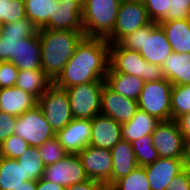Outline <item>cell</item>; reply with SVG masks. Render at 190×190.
<instances>
[{
	"label": "cell",
	"instance_id": "6da1fadb",
	"mask_svg": "<svg viewBox=\"0 0 190 190\" xmlns=\"http://www.w3.org/2000/svg\"><path fill=\"white\" fill-rule=\"evenodd\" d=\"M109 47L110 43L106 39L84 36L54 85L65 90L79 84L105 81L109 67Z\"/></svg>",
	"mask_w": 190,
	"mask_h": 190
},
{
	"label": "cell",
	"instance_id": "7a4b0ae2",
	"mask_svg": "<svg viewBox=\"0 0 190 190\" xmlns=\"http://www.w3.org/2000/svg\"><path fill=\"white\" fill-rule=\"evenodd\" d=\"M41 68L54 82L85 36L83 31L39 29Z\"/></svg>",
	"mask_w": 190,
	"mask_h": 190
},
{
	"label": "cell",
	"instance_id": "3957f363",
	"mask_svg": "<svg viewBox=\"0 0 190 190\" xmlns=\"http://www.w3.org/2000/svg\"><path fill=\"white\" fill-rule=\"evenodd\" d=\"M118 44L124 49L139 51L147 62L160 66L173 52L163 28L152 21L123 37Z\"/></svg>",
	"mask_w": 190,
	"mask_h": 190
},
{
	"label": "cell",
	"instance_id": "277c9868",
	"mask_svg": "<svg viewBox=\"0 0 190 190\" xmlns=\"http://www.w3.org/2000/svg\"><path fill=\"white\" fill-rule=\"evenodd\" d=\"M120 3V0H86L82 7L84 35L107 39L115 26Z\"/></svg>",
	"mask_w": 190,
	"mask_h": 190
},
{
	"label": "cell",
	"instance_id": "5b68a950",
	"mask_svg": "<svg viewBox=\"0 0 190 190\" xmlns=\"http://www.w3.org/2000/svg\"><path fill=\"white\" fill-rule=\"evenodd\" d=\"M109 67L114 72L140 77L145 82L164 79L160 65L147 62L139 51L124 49L118 43L110 44Z\"/></svg>",
	"mask_w": 190,
	"mask_h": 190
},
{
	"label": "cell",
	"instance_id": "8992f818",
	"mask_svg": "<svg viewBox=\"0 0 190 190\" xmlns=\"http://www.w3.org/2000/svg\"><path fill=\"white\" fill-rule=\"evenodd\" d=\"M172 83L167 79L144 82L137 100L138 109L160 121L171 120Z\"/></svg>",
	"mask_w": 190,
	"mask_h": 190
},
{
	"label": "cell",
	"instance_id": "52a82bcc",
	"mask_svg": "<svg viewBox=\"0 0 190 190\" xmlns=\"http://www.w3.org/2000/svg\"><path fill=\"white\" fill-rule=\"evenodd\" d=\"M105 81H95L65 89L74 118L93 119L101 111V92Z\"/></svg>",
	"mask_w": 190,
	"mask_h": 190
},
{
	"label": "cell",
	"instance_id": "ba28073f",
	"mask_svg": "<svg viewBox=\"0 0 190 190\" xmlns=\"http://www.w3.org/2000/svg\"><path fill=\"white\" fill-rule=\"evenodd\" d=\"M38 106L55 133L74 119L66 91L54 84L38 99Z\"/></svg>",
	"mask_w": 190,
	"mask_h": 190
},
{
	"label": "cell",
	"instance_id": "9c48e42d",
	"mask_svg": "<svg viewBox=\"0 0 190 190\" xmlns=\"http://www.w3.org/2000/svg\"><path fill=\"white\" fill-rule=\"evenodd\" d=\"M14 134L22 137L31 147H40L55 132L46 121L41 108L36 105L17 117Z\"/></svg>",
	"mask_w": 190,
	"mask_h": 190
},
{
	"label": "cell",
	"instance_id": "30bf717a",
	"mask_svg": "<svg viewBox=\"0 0 190 190\" xmlns=\"http://www.w3.org/2000/svg\"><path fill=\"white\" fill-rule=\"evenodd\" d=\"M151 137L160 158H186V143L176 120L161 121Z\"/></svg>",
	"mask_w": 190,
	"mask_h": 190
},
{
	"label": "cell",
	"instance_id": "8fae6325",
	"mask_svg": "<svg viewBox=\"0 0 190 190\" xmlns=\"http://www.w3.org/2000/svg\"><path fill=\"white\" fill-rule=\"evenodd\" d=\"M150 22L147 10L141 0L121 2L112 34L106 40L110 44H117L123 37Z\"/></svg>",
	"mask_w": 190,
	"mask_h": 190
},
{
	"label": "cell",
	"instance_id": "7c38bea8",
	"mask_svg": "<svg viewBox=\"0 0 190 190\" xmlns=\"http://www.w3.org/2000/svg\"><path fill=\"white\" fill-rule=\"evenodd\" d=\"M89 179L112 185V153L110 149L88 145L78 153Z\"/></svg>",
	"mask_w": 190,
	"mask_h": 190
},
{
	"label": "cell",
	"instance_id": "4fadbf2b",
	"mask_svg": "<svg viewBox=\"0 0 190 190\" xmlns=\"http://www.w3.org/2000/svg\"><path fill=\"white\" fill-rule=\"evenodd\" d=\"M39 28L28 17L0 27V62H12L16 56L17 43L20 39L35 36Z\"/></svg>",
	"mask_w": 190,
	"mask_h": 190
},
{
	"label": "cell",
	"instance_id": "5bb4252c",
	"mask_svg": "<svg viewBox=\"0 0 190 190\" xmlns=\"http://www.w3.org/2000/svg\"><path fill=\"white\" fill-rule=\"evenodd\" d=\"M43 178L63 187L88 179L78 154H68L58 162L45 166Z\"/></svg>",
	"mask_w": 190,
	"mask_h": 190
},
{
	"label": "cell",
	"instance_id": "9a60e30c",
	"mask_svg": "<svg viewBox=\"0 0 190 190\" xmlns=\"http://www.w3.org/2000/svg\"><path fill=\"white\" fill-rule=\"evenodd\" d=\"M138 110L137 101L113 91L106 83L101 92L100 114L110 117L117 123L129 122Z\"/></svg>",
	"mask_w": 190,
	"mask_h": 190
},
{
	"label": "cell",
	"instance_id": "2e32d148",
	"mask_svg": "<svg viewBox=\"0 0 190 190\" xmlns=\"http://www.w3.org/2000/svg\"><path fill=\"white\" fill-rule=\"evenodd\" d=\"M186 167V159L176 158H158L154 163L145 165L150 189L168 190L170 182Z\"/></svg>",
	"mask_w": 190,
	"mask_h": 190
},
{
	"label": "cell",
	"instance_id": "e0dca14e",
	"mask_svg": "<svg viewBox=\"0 0 190 190\" xmlns=\"http://www.w3.org/2000/svg\"><path fill=\"white\" fill-rule=\"evenodd\" d=\"M91 128V120L74 118L55 136L69 154H78L89 145Z\"/></svg>",
	"mask_w": 190,
	"mask_h": 190
},
{
	"label": "cell",
	"instance_id": "ac0fdd59",
	"mask_svg": "<svg viewBox=\"0 0 190 190\" xmlns=\"http://www.w3.org/2000/svg\"><path fill=\"white\" fill-rule=\"evenodd\" d=\"M91 127L89 145L111 150L122 139V124L105 115L91 119Z\"/></svg>",
	"mask_w": 190,
	"mask_h": 190
},
{
	"label": "cell",
	"instance_id": "d6986e66",
	"mask_svg": "<svg viewBox=\"0 0 190 190\" xmlns=\"http://www.w3.org/2000/svg\"><path fill=\"white\" fill-rule=\"evenodd\" d=\"M53 30L83 31L82 7L73 0H59L53 18L44 27Z\"/></svg>",
	"mask_w": 190,
	"mask_h": 190
},
{
	"label": "cell",
	"instance_id": "ffe728a7",
	"mask_svg": "<svg viewBox=\"0 0 190 190\" xmlns=\"http://www.w3.org/2000/svg\"><path fill=\"white\" fill-rule=\"evenodd\" d=\"M38 105V99L17 86L0 89V111L21 116Z\"/></svg>",
	"mask_w": 190,
	"mask_h": 190
},
{
	"label": "cell",
	"instance_id": "44dd1931",
	"mask_svg": "<svg viewBox=\"0 0 190 190\" xmlns=\"http://www.w3.org/2000/svg\"><path fill=\"white\" fill-rule=\"evenodd\" d=\"M11 63L19 70L41 69V46L38 34L20 39L15 59Z\"/></svg>",
	"mask_w": 190,
	"mask_h": 190
},
{
	"label": "cell",
	"instance_id": "7402d4cb",
	"mask_svg": "<svg viewBox=\"0 0 190 190\" xmlns=\"http://www.w3.org/2000/svg\"><path fill=\"white\" fill-rule=\"evenodd\" d=\"M163 76L172 85L190 84V52H172L161 65Z\"/></svg>",
	"mask_w": 190,
	"mask_h": 190
},
{
	"label": "cell",
	"instance_id": "603a6c76",
	"mask_svg": "<svg viewBox=\"0 0 190 190\" xmlns=\"http://www.w3.org/2000/svg\"><path fill=\"white\" fill-rule=\"evenodd\" d=\"M112 185L119 179L126 177L137 166L132 143L120 140L112 149Z\"/></svg>",
	"mask_w": 190,
	"mask_h": 190
},
{
	"label": "cell",
	"instance_id": "cb8c5ba5",
	"mask_svg": "<svg viewBox=\"0 0 190 190\" xmlns=\"http://www.w3.org/2000/svg\"><path fill=\"white\" fill-rule=\"evenodd\" d=\"M158 24L163 28L173 52H190V19L166 21Z\"/></svg>",
	"mask_w": 190,
	"mask_h": 190
},
{
	"label": "cell",
	"instance_id": "d4e9b609",
	"mask_svg": "<svg viewBox=\"0 0 190 190\" xmlns=\"http://www.w3.org/2000/svg\"><path fill=\"white\" fill-rule=\"evenodd\" d=\"M161 121L156 117L138 109L129 122L122 124V140L130 143L151 135Z\"/></svg>",
	"mask_w": 190,
	"mask_h": 190
},
{
	"label": "cell",
	"instance_id": "484cf974",
	"mask_svg": "<svg viewBox=\"0 0 190 190\" xmlns=\"http://www.w3.org/2000/svg\"><path fill=\"white\" fill-rule=\"evenodd\" d=\"M144 80L140 77L114 72L108 67L105 83L124 97L138 100L143 89Z\"/></svg>",
	"mask_w": 190,
	"mask_h": 190
},
{
	"label": "cell",
	"instance_id": "4316f807",
	"mask_svg": "<svg viewBox=\"0 0 190 190\" xmlns=\"http://www.w3.org/2000/svg\"><path fill=\"white\" fill-rule=\"evenodd\" d=\"M54 82L41 69L19 70L15 86L39 99Z\"/></svg>",
	"mask_w": 190,
	"mask_h": 190
},
{
	"label": "cell",
	"instance_id": "83f0119b",
	"mask_svg": "<svg viewBox=\"0 0 190 190\" xmlns=\"http://www.w3.org/2000/svg\"><path fill=\"white\" fill-rule=\"evenodd\" d=\"M26 181L17 159L0 157V190H16Z\"/></svg>",
	"mask_w": 190,
	"mask_h": 190
},
{
	"label": "cell",
	"instance_id": "f1b7e54d",
	"mask_svg": "<svg viewBox=\"0 0 190 190\" xmlns=\"http://www.w3.org/2000/svg\"><path fill=\"white\" fill-rule=\"evenodd\" d=\"M59 0H24L26 17L32 20L35 25L42 29L50 18H53L55 5Z\"/></svg>",
	"mask_w": 190,
	"mask_h": 190
},
{
	"label": "cell",
	"instance_id": "f546056e",
	"mask_svg": "<svg viewBox=\"0 0 190 190\" xmlns=\"http://www.w3.org/2000/svg\"><path fill=\"white\" fill-rule=\"evenodd\" d=\"M20 166L24 170L25 177L28 180L38 181L43 177L45 165L42 157L39 154L38 147H29L22 153V156L17 159Z\"/></svg>",
	"mask_w": 190,
	"mask_h": 190
},
{
	"label": "cell",
	"instance_id": "4dcf8cb0",
	"mask_svg": "<svg viewBox=\"0 0 190 190\" xmlns=\"http://www.w3.org/2000/svg\"><path fill=\"white\" fill-rule=\"evenodd\" d=\"M190 112V84L172 85L171 120Z\"/></svg>",
	"mask_w": 190,
	"mask_h": 190
},
{
	"label": "cell",
	"instance_id": "1f68e13d",
	"mask_svg": "<svg viewBox=\"0 0 190 190\" xmlns=\"http://www.w3.org/2000/svg\"><path fill=\"white\" fill-rule=\"evenodd\" d=\"M132 148L138 166H145L154 163L158 158H160L152 143L151 135H144L142 138L132 142Z\"/></svg>",
	"mask_w": 190,
	"mask_h": 190
},
{
	"label": "cell",
	"instance_id": "d6a6232c",
	"mask_svg": "<svg viewBox=\"0 0 190 190\" xmlns=\"http://www.w3.org/2000/svg\"><path fill=\"white\" fill-rule=\"evenodd\" d=\"M117 190H151L144 166H137L126 177L117 180Z\"/></svg>",
	"mask_w": 190,
	"mask_h": 190
},
{
	"label": "cell",
	"instance_id": "836d02e7",
	"mask_svg": "<svg viewBox=\"0 0 190 190\" xmlns=\"http://www.w3.org/2000/svg\"><path fill=\"white\" fill-rule=\"evenodd\" d=\"M26 17L24 0H0V23H14Z\"/></svg>",
	"mask_w": 190,
	"mask_h": 190
},
{
	"label": "cell",
	"instance_id": "e575fe53",
	"mask_svg": "<svg viewBox=\"0 0 190 190\" xmlns=\"http://www.w3.org/2000/svg\"><path fill=\"white\" fill-rule=\"evenodd\" d=\"M38 151L45 166L54 164L69 154L56 136L46 140L38 147Z\"/></svg>",
	"mask_w": 190,
	"mask_h": 190
},
{
	"label": "cell",
	"instance_id": "d590c367",
	"mask_svg": "<svg viewBox=\"0 0 190 190\" xmlns=\"http://www.w3.org/2000/svg\"><path fill=\"white\" fill-rule=\"evenodd\" d=\"M29 147L22 137L12 134L0 145V157L18 159Z\"/></svg>",
	"mask_w": 190,
	"mask_h": 190
},
{
	"label": "cell",
	"instance_id": "8d00e7d4",
	"mask_svg": "<svg viewBox=\"0 0 190 190\" xmlns=\"http://www.w3.org/2000/svg\"><path fill=\"white\" fill-rule=\"evenodd\" d=\"M152 22H166V13L170 9L171 0H141Z\"/></svg>",
	"mask_w": 190,
	"mask_h": 190
},
{
	"label": "cell",
	"instance_id": "74e56055",
	"mask_svg": "<svg viewBox=\"0 0 190 190\" xmlns=\"http://www.w3.org/2000/svg\"><path fill=\"white\" fill-rule=\"evenodd\" d=\"M190 19V0H171L166 21Z\"/></svg>",
	"mask_w": 190,
	"mask_h": 190
},
{
	"label": "cell",
	"instance_id": "f35d334b",
	"mask_svg": "<svg viewBox=\"0 0 190 190\" xmlns=\"http://www.w3.org/2000/svg\"><path fill=\"white\" fill-rule=\"evenodd\" d=\"M19 69L11 62H0V89L16 84Z\"/></svg>",
	"mask_w": 190,
	"mask_h": 190
},
{
	"label": "cell",
	"instance_id": "ab89813d",
	"mask_svg": "<svg viewBox=\"0 0 190 190\" xmlns=\"http://www.w3.org/2000/svg\"><path fill=\"white\" fill-rule=\"evenodd\" d=\"M17 117L0 111V145L14 134Z\"/></svg>",
	"mask_w": 190,
	"mask_h": 190
},
{
	"label": "cell",
	"instance_id": "60d3db41",
	"mask_svg": "<svg viewBox=\"0 0 190 190\" xmlns=\"http://www.w3.org/2000/svg\"><path fill=\"white\" fill-rule=\"evenodd\" d=\"M168 190H190V166L174 177L168 185Z\"/></svg>",
	"mask_w": 190,
	"mask_h": 190
},
{
	"label": "cell",
	"instance_id": "b9f144b4",
	"mask_svg": "<svg viewBox=\"0 0 190 190\" xmlns=\"http://www.w3.org/2000/svg\"><path fill=\"white\" fill-rule=\"evenodd\" d=\"M101 184L99 181L88 178L78 184L64 187V190H98Z\"/></svg>",
	"mask_w": 190,
	"mask_h": 190
},
{
	"label": "cell",
	"instance_id": "7bdbcfd3",
	"mask_svg": "<svg viewBox=\"0 0 190 190\" xmlns=\"http://www.w3.org/2000/svg\"><path fill=\"white\" fill-rule=\"evenodd\" d=\"M176 121L186 143L188 140H190V112L181 115Z\"/></svg>",
	"mask_w": 190,
	"mask_h": 190
},
{
	"label": "cell",
	"instance_id": "ee69618b",
	"mask_svg": "<svg viewBox=\"0 0 190 190\" xmlns=\"http://www.w3.org/2000/svg\"><path fill=\"white\" fill-rule=\"evenodd\" d=\"M36 190H64V187L59 184H54L45 180L43 177L37 181Z\"/></svg>",
	"mask_w": 190,
	"mask_h": 190
},
{
	"label": "cell",
	"instance_id": "f6af8a7d",
	"mask_svg": "<svg viewBox=\"0 0 190 190\" xmlns=\"http://www.w3.org/2000/svg\"><path fill=\"white\" fill-rule=\"evenodd\" d=\"M37 189V182L28 180L23 183L18 189L16 190H36Z\"/></svg>",
	"mask_w": 190,
	"mask_h": 190
},
{
	"label": "cell",
	"instance_id": "bcb514c9",
	"mask_svg": "<svg viewBox=\"0 0 190 190\" xmlns=\"http://www.w3.org/2000/svg\"><path fill=\"white\" fill-rule=\"evenodd\" d=\"M186 165L190 166V140L186 142Z\"/></svg>",
	"mask_w": 190,
	"mask_h": 190
},
{
	"label": "cell",
	"instance_id": "7dc6e473",
	"mask_svg": "<svg viewBox=\"0 0 190 190\" xmlns=\"http://www.w3.org/2000/svg\"><path fill=\"white\" fill-rule=\"evenodd\" d=\"M98 190H117L113 185L111 184H101Z\"/></svg>",
	"mask_w": 190,
	"mask_h": 190
},
{
	"label": "cell",
	"instance_id": "c3c4849f",
	"mask_svg": "<svg viewBox=\"0 0 190 190\" xmlns=\"http://www.w3.org/2000/svg\"><path fill=\"white\" fill-rule=\"evenodd\" d=\"M73 1H75L76 3H78L81 7H83V5L85 4L86 0H73Z\"/></svg>",
	"mask_w": 190,
	"mask_h": 190
},
{
	"label": "cell",
	"instance_id": "681fc988",
	"mask_svg": "<svg viewBox=\"0 0 190 190\" xmlns=\"http://www.w3.org/2000/svg\"><path fill=\"white\" fill-rule=\"evenodd\" d=\"M132 1H140V0H120V2H132Z\"/></svg>",
	"mask_w": 190,
	"mask_h": 190
}]
</instances>
